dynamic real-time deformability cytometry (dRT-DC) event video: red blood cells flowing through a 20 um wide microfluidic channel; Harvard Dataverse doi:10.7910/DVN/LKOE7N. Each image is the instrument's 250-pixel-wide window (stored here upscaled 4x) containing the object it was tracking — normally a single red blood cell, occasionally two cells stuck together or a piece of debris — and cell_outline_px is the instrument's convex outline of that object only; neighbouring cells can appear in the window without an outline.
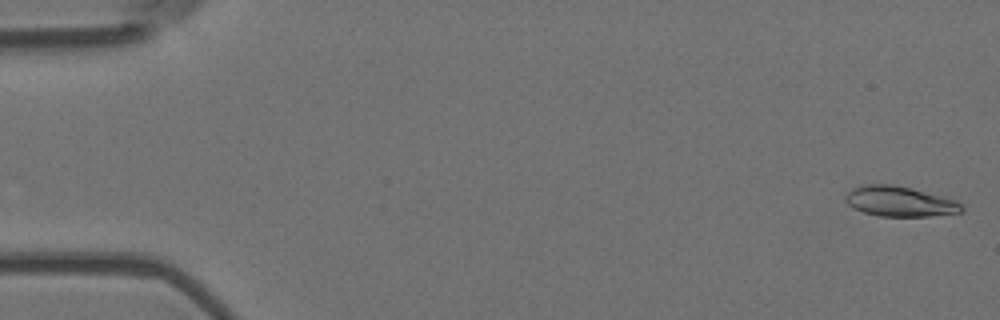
{"species": "Egyptian fruit bat (a non-hibernating species)", "species_latin": "Rousettus aegyptiacus", "temperature_condition": "room temperature", "stored_images_in_passage": 4, "camera_frame_rate_fps": 3000, "um_per_image_px": 0.085, "animal": {"sex": "female"}, "frame": {"image": 1, "passage_image": 1, "time_ms": 0.0, "image_size_px": [1000, 320], "cell_outline_px": [[964, 212], [928, 216], [880, 216], [864, 212], [852, 208], [844, 200], [844, 196], [852, 188], [860, 184], [892, 184], [912, 188], [956, 200], [964, 208]], "centroid_in_image_um": [76.44, 17.11], "position_along_channel_um": 8.6, "area_um2": 20.58}}
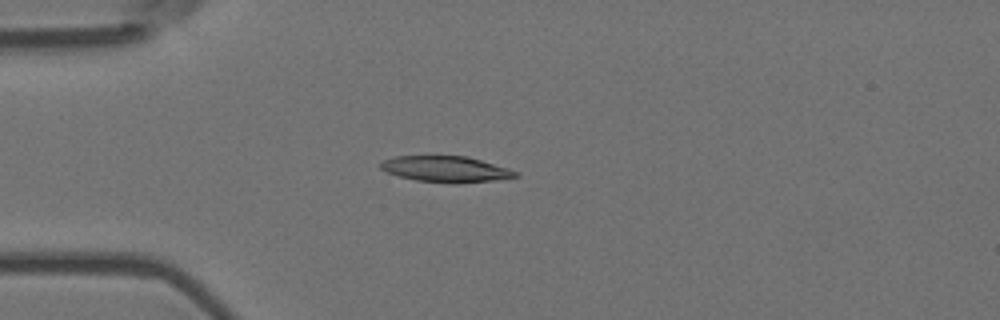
{"frame": {"image": 2, "passage_image": 4, "time_ms": 1.0, "image_size_px": [1000, 320], "cell_outline_px": [[520, 176], [492, 180], [452, 184], [416, 180], [400, 176], [388, 172], [380, 168], [380, 164], [384, 160], [396, 156], [464, 156], [480, 160], [508, 168], [520, 172]], "centroid_in_image_um": [37.92, 14.38], "position_along_channel_um": 47.1, "area_um2": 20.23}}